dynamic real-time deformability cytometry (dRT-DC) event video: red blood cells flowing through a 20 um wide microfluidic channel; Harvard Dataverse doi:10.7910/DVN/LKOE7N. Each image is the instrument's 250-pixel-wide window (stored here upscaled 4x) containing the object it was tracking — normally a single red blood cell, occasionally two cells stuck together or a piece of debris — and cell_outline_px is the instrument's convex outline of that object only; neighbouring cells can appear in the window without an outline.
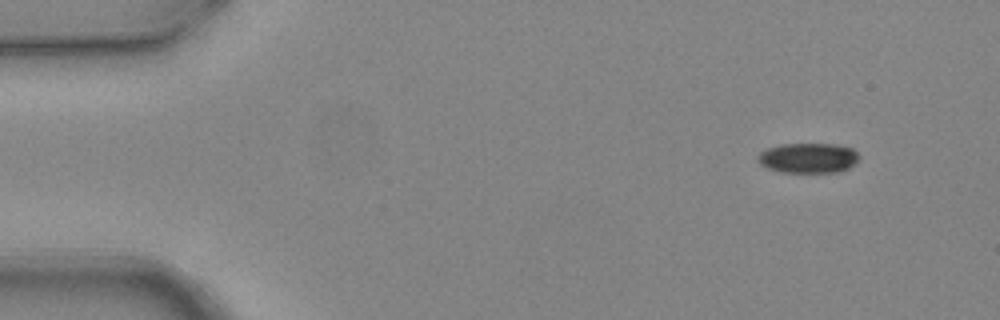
{"species": "common noctule bat (a hibernating species)", "species_latin": "Nyctalus noctula", "temperature_condition": "warm", "stored_images_in_passage": 5, "segment_of_instrument_passage": [1, 2], "camera_frame_rate_fps": 3000, "um_per_image_px": 0.085, "animal": {"sex": "female", "body_mass_g": 24.6, "forearm_length_mm": 56.2}, "frame": {"image": 1, "passage_image": 1, "time_ms": 0.0, "image_size_px": [1000, 320], "cell_outline_px": [[860, 156], [848, 168], [840, 172], [780, 172], [764, 168], [756, 160], [756, 156], [760, 152], [768, 148], [784, 144], [836, 144], [852, 148]], "centroid_in_image_um": [68.65, 13.43], "position_along_channel_um": 16.4, "area_um2": 17.8}}
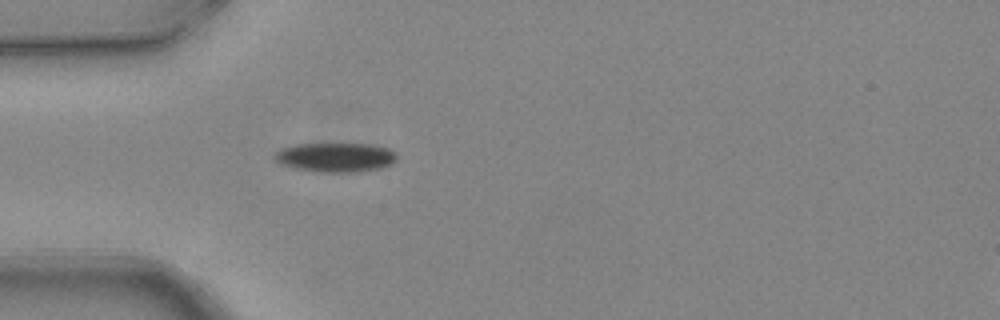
{"frame": {"image": 2, "passage_image": 4, "time_ms": 1.0, "image_size_px": [1000, 320], "cell_outline_px": [[396, 160], [392, 164], [380, 168], [348, 172], [320, 172], [296, 168], [280, 164], [276, 160], [276, 152], [280, 148], [296, 144], [372, 144], [388, 148], [396, 152]], "centroid_in_image_um": [28.54, 13.36], "position_along_channel_um": 56.5, "area_um2": 20.69}}